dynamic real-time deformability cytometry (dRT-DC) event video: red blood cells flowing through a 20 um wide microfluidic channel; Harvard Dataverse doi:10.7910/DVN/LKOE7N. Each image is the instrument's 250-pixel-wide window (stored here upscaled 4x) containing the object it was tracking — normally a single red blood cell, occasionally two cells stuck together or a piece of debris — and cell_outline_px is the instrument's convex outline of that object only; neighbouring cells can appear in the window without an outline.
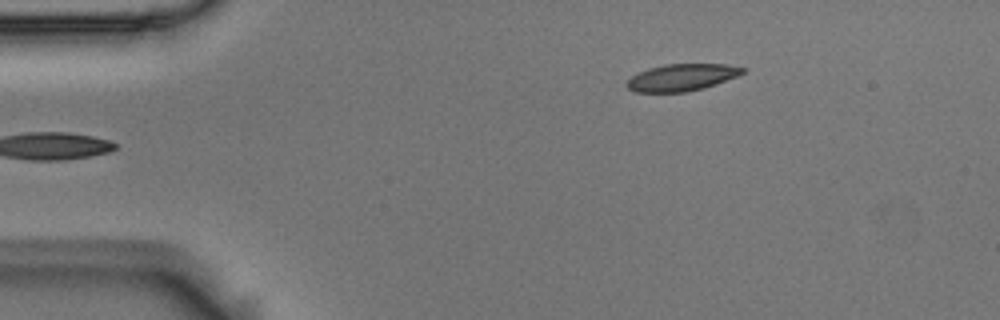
{"species": "Egyptian fruit bat (a non-hibernating species)", "species_latin": "Rousettus aegyptiacus", "temperature_condition": "room temperature", "stored_images_in_passage": 46, "camera_frame_rate_fps": 3000, "um_per_image_px": 0.085, "animal": {"sex": "male"}, "frame": {"image": 1, "passage_image": 1, "time_ms": 0.0, "image_size_px": [1000, 320], "cell_outline_px": [[744, 72], [736, 76], [704, 88], [684, 92], [636, 92], [628, 88], [624, 84], [632, 76], [648, 68], [664, 64], [724, 64], [744, 68]], "centroid_in_image_um": [57.9, 6.58], "position_along_channel_um": 27.1, "area_um2": 17.98}}
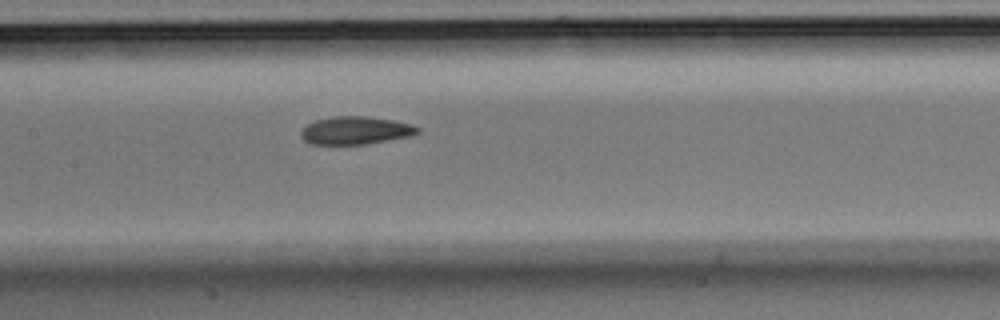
{"frame": {"image": 2, "passage_image": 18, "time_ms": 5.667, "image_size_px": [1000, 320], "cell_outline_px": [[420, 132], [412, 136], [364, 144], [308, 144], [300, 136], [300, 132], [308, 124], [316, 120], [332, 116], [368, 116], [392, 120], [412, 124], [420, 128]], "centroid_in_image_um": [30.23, 11.08], "position_along_channel_um": 177.2, "area_um2": 19.02}}
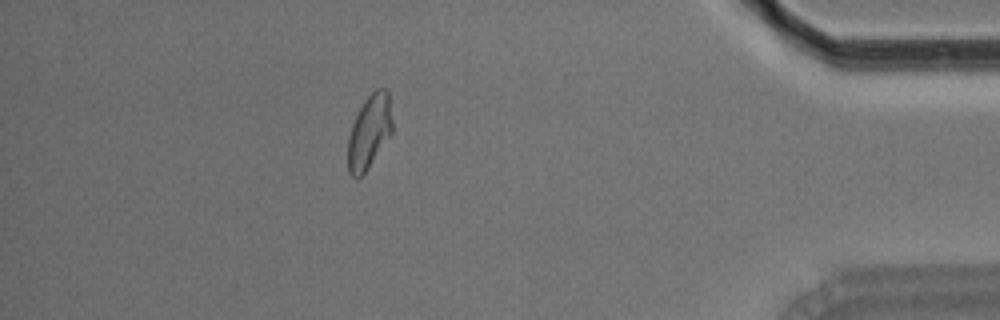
{"frame": {"image": 3, "passage_image": 40, "time_ms": 13.0, "image_size_px": [1000, 320], "cell_outline_px": [[392, 132], [368, 168], [356, 180], [348, 172], [348, 136], [352, 124], [364, 100], [376, 88], [388, 88], [392, 120]], "centroid_in_image_um": [31.39, 11.18], "position_along_channel_um": 403.8, "area_um2": 19.02}, "authors_computed_cell_mechanics": {"area_um2": 19.1896, "velocity_mm_per_s": 3.6956, "shape_relaxation_time_tau1_ms": 6.0309, "shape_relaxation_time_tau2_ms": 3.3234, "deformation_change_tau1": 0.1523, "deformation_change_tau2": 0.0851}}